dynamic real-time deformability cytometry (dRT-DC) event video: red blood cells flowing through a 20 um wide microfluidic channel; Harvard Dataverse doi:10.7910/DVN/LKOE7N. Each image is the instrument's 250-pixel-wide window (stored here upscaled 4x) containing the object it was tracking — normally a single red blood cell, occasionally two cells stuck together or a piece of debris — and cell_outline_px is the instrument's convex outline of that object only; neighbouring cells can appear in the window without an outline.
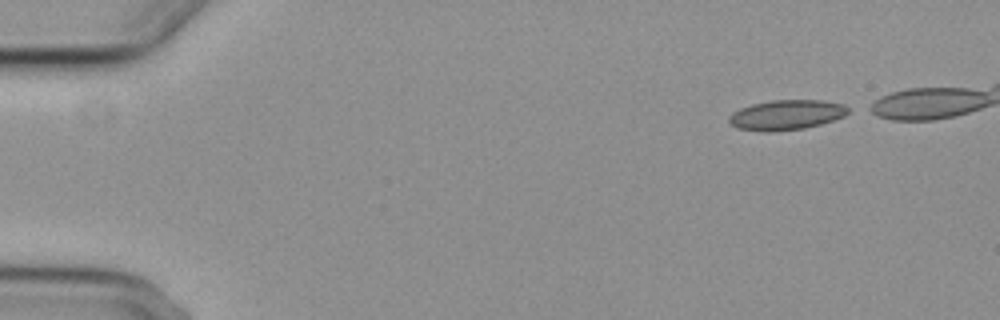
{"species": "common noctule bat (a hibernating species)", "species_latin": "Nyctalus noctula", "temperature_condition": "cold", "stored_images_in_passage": 44, "camera_frame_rate_fps": 3000, "um_per_image_px": 0.085, "animal": {"sex": "female", "body_mass_g": 29.2, "forearm_length_mm": 56.3}, "frame": {"image": 1, "passage_image": 1, "time_ms": 0.0, "image_size_px": [1000, 320], "cell_outline_px": [[852, 108], [844, 116], [820, 124], [804, 128], [772, 132], [764, 132], [736, 128], [728, 120], [728, 116], [732, 112], [740, 108], [752, 104], [772, 100], [824, 100], [844, 104]], "centroid_in_image_um": [66.84, 9.76], "position_along_channel_um": 18.2, "area_um2": 20.98}}
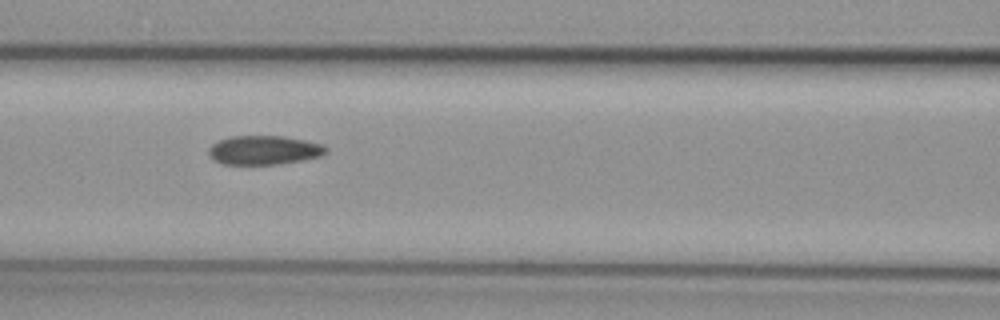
{"frame": {"image": 2, "passage_image": 20, "time_ms": 6.333, "image_size_px": [1000, 320], "cell_outline_px": [[328, 152], [320, 156], [304, 160], [280, 164], [224, 164], [212, 160], [208, 156], [208, 148], [212, 144], [220, 140], [232, 136], [284, 136], [324, 144], [328, 148]], "centroid_in_image_um": [22.45, 12.76], "position_along_channel_um": 144.1, "area_um2": 20.06}}
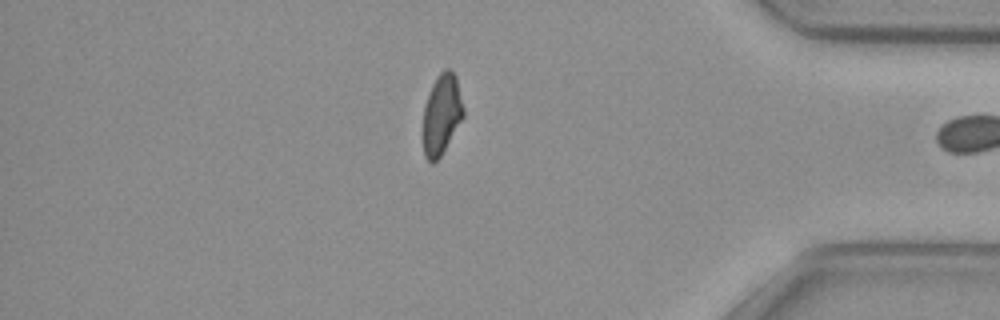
{"frame": {"image": 3, "passage_image": 43, "time_ms": 14.0, "image_size_px": [1000, 320], "cell_outline_px": [[464, 116], [440, 156], [432, 164], [424, 156], [424, 108], [432, 84], [436, 76], [444, 68], [448, 68], [456, 76], [464, 108]], "centroid_in_image_um": [37.55, 9.69], "position_along_channel_um": 397.6, "area_um2": 18.61}}